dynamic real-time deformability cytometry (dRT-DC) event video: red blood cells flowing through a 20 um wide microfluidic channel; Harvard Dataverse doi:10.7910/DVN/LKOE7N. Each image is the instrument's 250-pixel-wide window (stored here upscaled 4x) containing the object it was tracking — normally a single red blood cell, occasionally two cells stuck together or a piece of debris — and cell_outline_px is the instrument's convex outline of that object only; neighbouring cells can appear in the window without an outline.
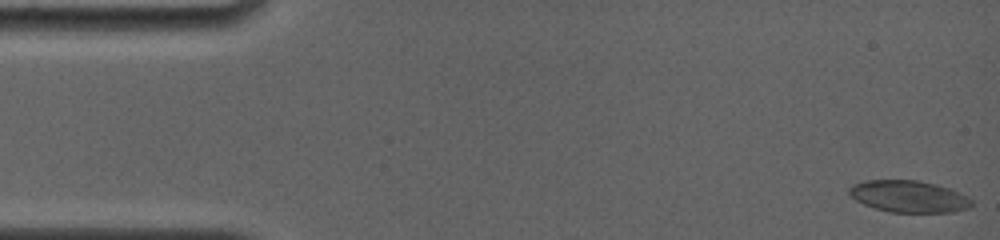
{"species": "common noctule bat (a hibernating species)", "species_latin": "Nyctalus noctula", "temperature_condition": "room temperature", "stored_images_in_passage": 38, "camera_frame_rate_fps": 4000, "um_per_image_px": 0.085, "animal": {"sex": "female", "body_mass_g": 19.0, "forearm_length_mm": 56.7}, "frame": {"image": 1, "passage_image": 1, "time_ms": 0.0, "image_size_px": [1000, 240], "cell_outline_px": [[972, 204], [968, 208], [952, 212], [888, 212], [864, 204], [856, 200], [848, 192], [848, 188], [852, 184], [864, 180], [916, 180], [936, 184], [948, 188], [968, 196], [972, 200]], "centroid_in_image_um": [77.23, 16.69], "position_along_channel_um": 7.8, "area_um2": 22.66}}
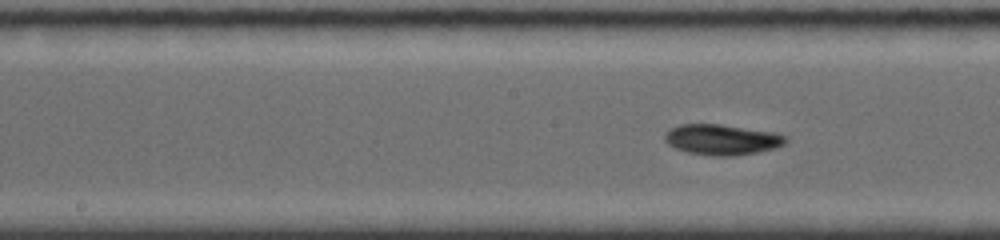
{"frame": {"image": 2, "passage_image": 22, "time_ms": 8.0, "image_size_px": [1000, 240], "cell_outline_px": [[788, 140], [784, 144], [776, 148], [760, 152], [732, 156], [712, 156], [688, 152], [676, 148], [668, 144], [664, 140], [664, 132], [680, 124], [720, 124], [772, 132], [788, 136]], "centroid_in_image_um": [61.37, 11.87], "position_along_channel_um": 186.8, "area_um2": 21.62}}
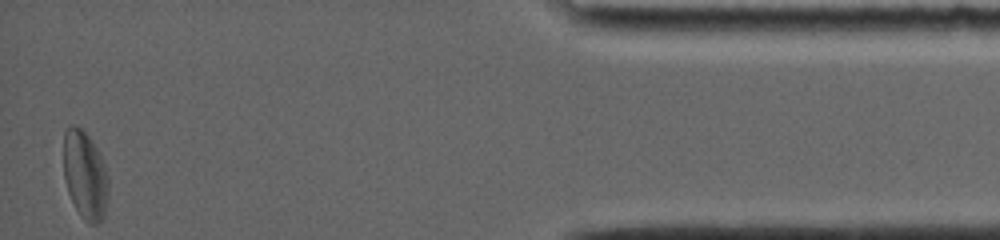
{"frame": {"image": 3, "passage_image": 38, "time_ms": 16.0, "image_size_px": [1000, 240], "cell_outline_px": [[108, 196], [104, 216], [96, 224], [88, 224], [80, 216], [68, 192], [64, 176], [64, 132], [68, 124], [72, 124], [80, 128], [92, 140], [100, 152], [108, 176]], "centroid_in_image_um": [7.23, 14.87], "position_along_channel_um": 428.0, "area_um2": 23.24}, "authors_computed_cell_mechanics": {"area_um2": 21.5883, "velocity_mm_per_s": 3.7559, "shape_relaxation_time_tau1_ms": 2.7418, "shape_relaxation_time_tau2_ms": 7.52, "deformation_change_tau1": 0.1204, "deformation_change_tau2": 0.1708}}